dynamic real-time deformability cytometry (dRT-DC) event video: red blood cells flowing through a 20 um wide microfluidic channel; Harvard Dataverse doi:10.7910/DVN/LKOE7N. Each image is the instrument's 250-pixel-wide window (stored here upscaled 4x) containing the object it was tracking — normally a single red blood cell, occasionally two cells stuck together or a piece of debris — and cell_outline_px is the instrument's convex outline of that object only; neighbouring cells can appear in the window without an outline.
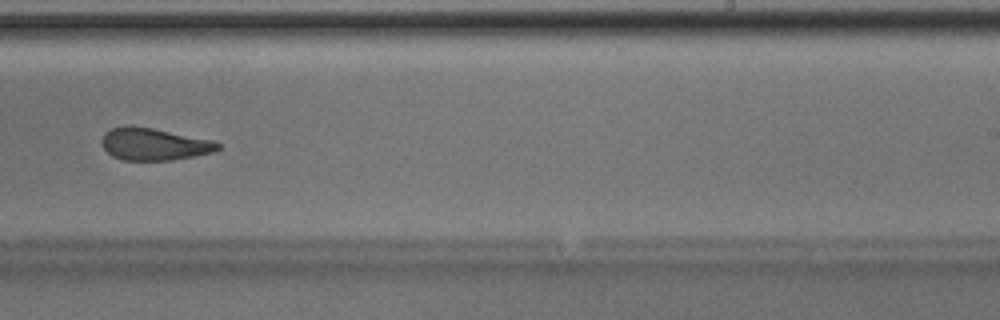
{"species": "Egyptian fruit bat (a non-hibernating species)", "species_latin": "Rousettus aegyptiacus", "temperature_condition": "room temperature", "stored_images_in_passage": 44, "camera_frame_rate_fps": 3000, "um_per_image_px": 0.085, "animal": {"sex": "male"}, "frame": {"image": 1, "passage_image": 26, "time_ms": 8.333, "image_size_px": [1000, 320], "cell_outline_px": [[220, 148], [212, 152], [172, 160], [124, 160], [112, 156], [100, 144], [100, 140], [104, 132], [112, 128], [152, 128], [212, 140], [220, 144]], "centroid_in_image_um": [13.08, 12.28], "position_along_channel_um": 275.9, "area_um2": 21.21}, "authors_computed_cell_mechanics": {"area_um2": 22.7154, "velocity_mm_per_s": 4.018, "shape_relaxation_time_tau1_ms": 7.2838, "shape_relaxation_time_tau2_ms": 2.688, "deformation_change_tau1": 0.1989, "deformation_change_tau2": 0.1049}}